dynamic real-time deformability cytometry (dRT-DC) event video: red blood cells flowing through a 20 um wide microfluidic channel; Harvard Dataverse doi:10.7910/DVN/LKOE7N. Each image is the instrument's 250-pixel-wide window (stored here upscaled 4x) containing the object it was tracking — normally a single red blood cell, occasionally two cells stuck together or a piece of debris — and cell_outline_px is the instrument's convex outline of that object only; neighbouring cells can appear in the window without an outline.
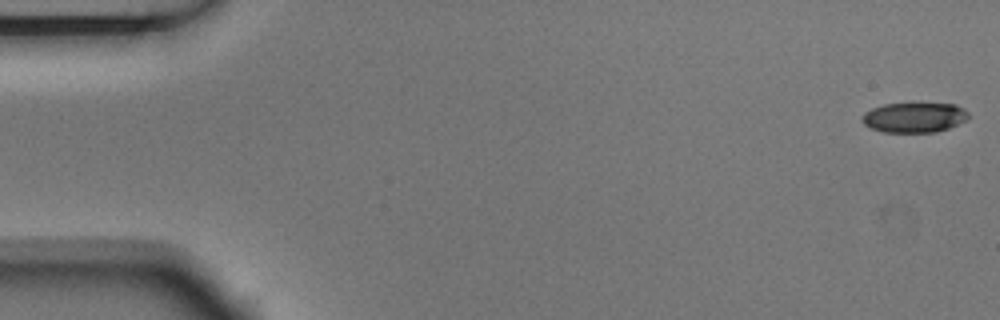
{"species": "Egyptian fruit bat (a non-hibernating species)", "species_latin": "Rousettus aegyptiacus", "temperature_condition": "room temperature", "stored_images_in_passage": 5, "camera_frame_rate_fps": 3000, "um_per_image_px": 0.085, "animal": {"sex": "male"}, "frame": {"image": 1, "passage_image": 1, "time_ms": 0.0, "image_size_px": [1000, 320], "cell_outline_px": [[968, 120], [948, 128], [936, 132], [884, 132], [872, 128], [864, 124], [860, 120], [860, 116], [864, 112], [872, 108], [884, 104], [956, 104], [964, 108], [968, 112]], "centroid_in_image_um": [77.7, 9.98], "position_along_channel_um": 7.3, "area_um2": 18.61}}
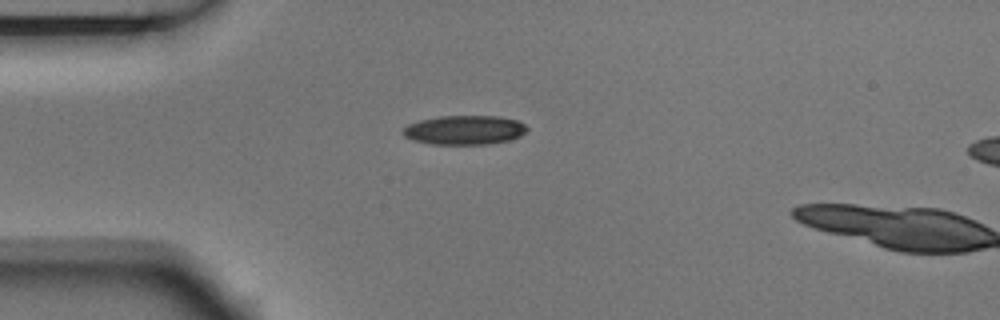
{"frame": {"image": 2, "passage_image": 4, "time_ms": 1.0, "image_size_px": [1000, 320], "cell_outline_px": [[528, 128], [520, 136], [508, 140], [488, 144], [432, 144], [412, 140], [404, 136], [400, 132], [408, 124], [420, 120], [440, 116], [500, 116], [516, 120], [524, 124]], "centroid_in_image_um": [39.45, 11.05], "position_along_channel_um": 45.6, "area_um2": 21.1}}